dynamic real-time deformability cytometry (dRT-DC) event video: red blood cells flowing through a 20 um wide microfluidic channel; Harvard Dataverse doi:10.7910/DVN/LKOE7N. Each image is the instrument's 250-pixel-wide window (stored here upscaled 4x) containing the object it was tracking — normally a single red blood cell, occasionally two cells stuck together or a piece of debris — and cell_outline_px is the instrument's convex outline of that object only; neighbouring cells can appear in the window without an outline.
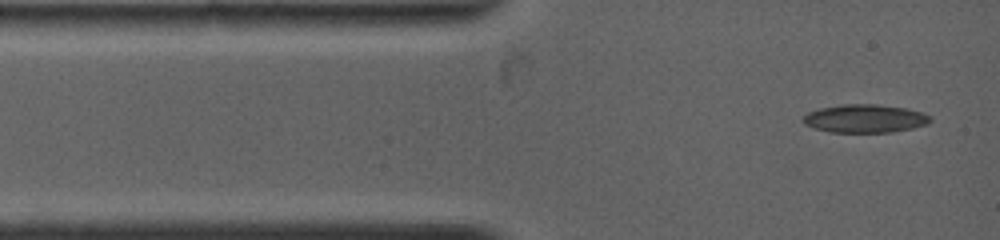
{"species": "common noctule bat (a hibernating species)", "species_latin": "Nyctalus noctula", "temperature_condition": "warm", "stored_images_in_passage": 60, "camera_frame_rate_fps": 4500, "um_per_image_px": 0.085, "animal": {"sex": "female", "body_mass_g": 19.0, "forearm_length_mm": 53.3}, "frame": {"image": 1, "passage_image": 1, "time_ms": 0.0, "image_size_px": [1000, 240], "cell_outline_px": [[932, 120], [928, 124], [912, 128], [892, 132], [828, 132], [812, 128], [804, 124], [800, 120], [808, 112], [820, 108], [844, 104], [876, 104], [908, 108], [932, 116]], "centroid_in_image_um": [73.5, 10.08], "position_along_channel_um": 11.5, "area_um2": 21.15}}
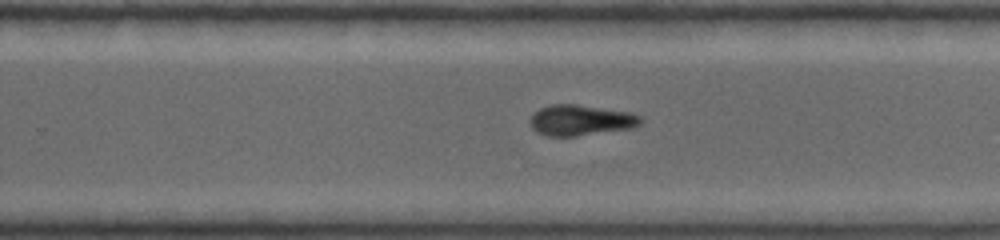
{"frame": {"image": 2, "passage_image": 25, "time_ms": 7.778, "image_size_px": [1000, 240], "cell_outline_px": [[644, 120], [640, 124], [632, 128], [576, 136], [548, 136], [536, 132], [528, 124], [528, 120], [540, 108], [552, 104], [576, 104], [632, 112], [640, 116]], "centroid_in_image_um": [49.36, 10.22], "position_along_channel_um": 280.4, "area_um2": 19.94}}
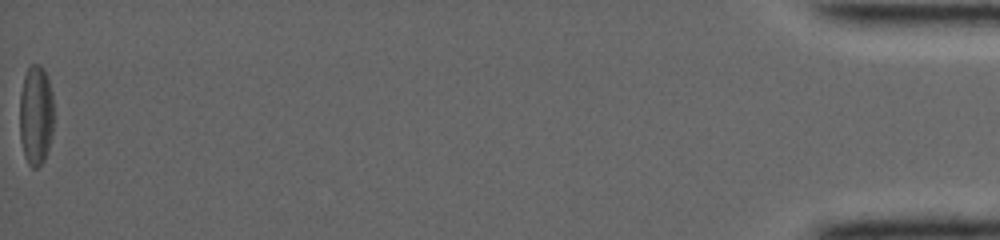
{"frame": {"image": 3, "passage_image": 60, "time_ms": 16.0, "image_size_px": [1000, 240], "cell_outline_px": [[52, 132], [48, 148], [44, 160], [36, 168], [32, 168], [28, 164], [24, 156], [20, 140], [20, 92], [24, 76], [28, 68], [32, 64], [40, 64], [44, 68], [52, 92]], "centroid_in_image_um": [3.03, 9.78], "position_along_channel_um": 432.2, "area_um2": 19.88}, "authors_computed_cell_mechanics": {"area_um2": 19.7098, "velocity_mm_per_s": 3.8968, "shape_relaxation_time_tau1_ms": 5.206, "shape_relaxation_time_tau2_ms": null, "deformation_change_tau1": 0.1252, "deformation_change_tau2": null}}